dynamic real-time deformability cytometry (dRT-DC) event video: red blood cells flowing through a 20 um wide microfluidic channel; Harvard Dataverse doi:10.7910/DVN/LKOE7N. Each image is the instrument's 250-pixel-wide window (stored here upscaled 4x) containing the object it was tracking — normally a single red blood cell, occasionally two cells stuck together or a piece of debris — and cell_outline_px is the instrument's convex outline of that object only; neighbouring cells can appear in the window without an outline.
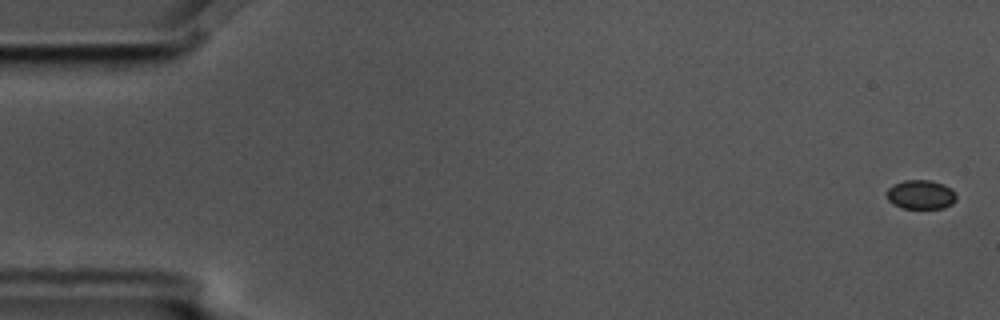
{"species": "common noctule bat (a hibernating species)", "species_latin": "Nyctalus noctula", "temperature_condition": "cold", "stored_images_in_passage": 11, "camera_frame_rate_fps": 3000, "um_per_image_px": 0.085, "animal": {"sex": "male", "body_mass_g": 17.5, "forearm_length_mm": 52.3}, "frame": {"image": 1, "passage_image": 1, "time_ms": 0.0, "image_size_px": [1000, 320], "cell_outline_px": [[956, 200], [952, 204], [944, 208], [904, 208], [892, 204], [888, 200], [884, 192], [892, 184], [904, 180], [932, 180], [944, 184], [952, 188], [956, 192]], "centroid_in_image_um": [78.26, 16.53], "position_along_channel_um": 6.7, "area_um2": 12.14}}
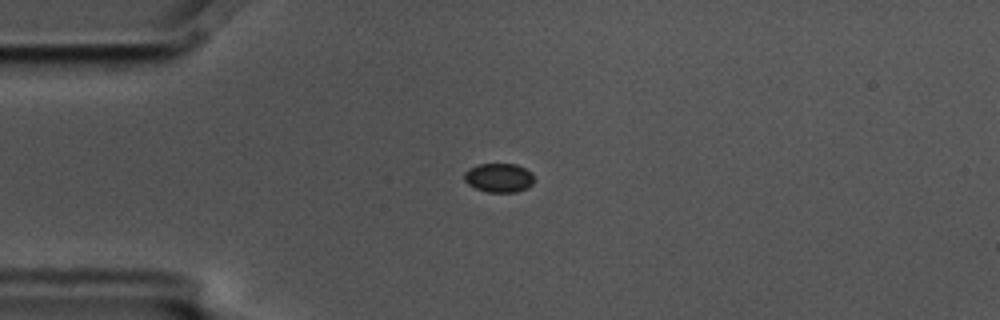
{"frame": {"image": 2, "passage_image": 4, "time_ms": 1.0, "image_size_px": [1000, 320], "cell_outline_px": [[532, 184], [528, 188], [516, 192], [488, 192], [476, 188], [468, 184], [464, 180], [464, 172], [468, 168], [480, 164], [516, 164], [532, 172]], "centroid_in_image_um": [42.39, 15.11], "position_along_channel_um": 42.6, "area_um2": 11.79}}
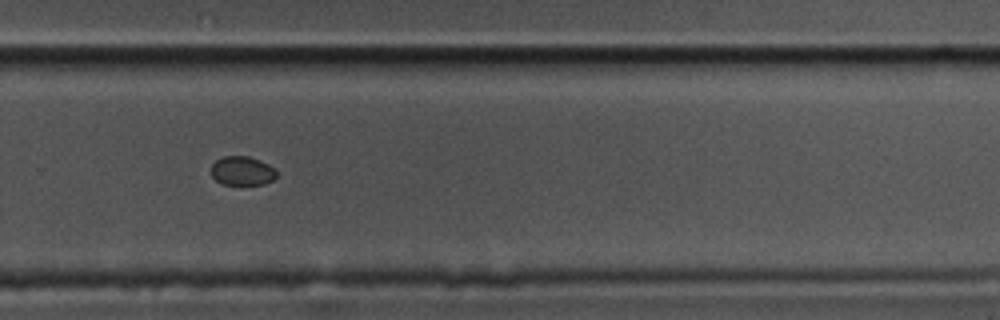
{"frame": {"image": 3, "passage_image": 11, "time_ms": 3.333, "image_size_px": [1000, 320], "cell_outline_px": [[276, 176], [272, 180], [264, 184], [220, 184], [212, 176], [212, 164], [216, 160], [224, 156], [248, 156], [260, 160], [268, 164], [276, 172]], "centroid_in_image_um": [20.57, 14.52], "position_along_channel_um": 309.2, "area_um2": 10.92}}